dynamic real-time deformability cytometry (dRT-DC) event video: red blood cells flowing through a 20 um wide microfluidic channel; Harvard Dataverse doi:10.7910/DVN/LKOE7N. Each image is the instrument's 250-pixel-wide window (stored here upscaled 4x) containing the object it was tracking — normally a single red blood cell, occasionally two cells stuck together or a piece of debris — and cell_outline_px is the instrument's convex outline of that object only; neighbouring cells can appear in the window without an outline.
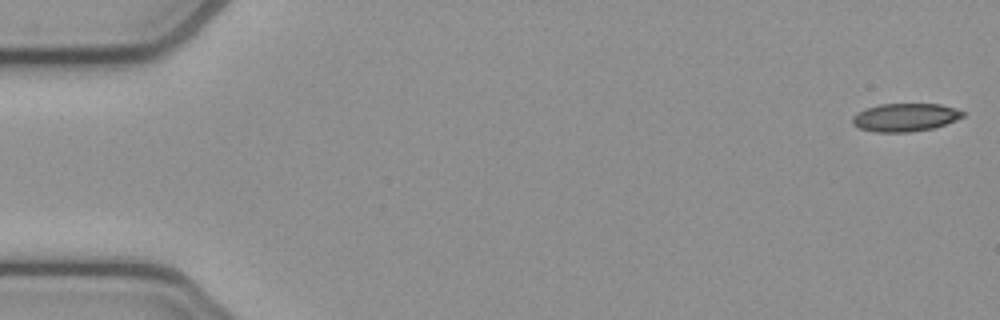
{"species": "common noctule bat (a hibernating species)", "species_latin": "Nyctalus noctula", "temperature_condition": "cold", "stored_images_in_passage": 6, "segment_of_instrument_passage": [1, 2], "camera_frame_rate_fps": 3000, "um_per_image_px": 0.085, "animal": {"sex": "female", "body_mass_g": 21.9}, "frame": {"image": 1, "passage_image": 1, "time_ms": 0.0, "image_size_px": [1000, 320], "cell_outline_px": [[964, 116], [956, 120], [932, 128], [908, 132], [876, 132], [860, 128], [852, 124], [852, 116], [856, 112], [864, 108], [880, 104], [940, 104], [964, 112]], "centroid_in_image_um": [76.88, 9.97], "position_along_channel_um": 8.1, "area_um2": 17.98}}